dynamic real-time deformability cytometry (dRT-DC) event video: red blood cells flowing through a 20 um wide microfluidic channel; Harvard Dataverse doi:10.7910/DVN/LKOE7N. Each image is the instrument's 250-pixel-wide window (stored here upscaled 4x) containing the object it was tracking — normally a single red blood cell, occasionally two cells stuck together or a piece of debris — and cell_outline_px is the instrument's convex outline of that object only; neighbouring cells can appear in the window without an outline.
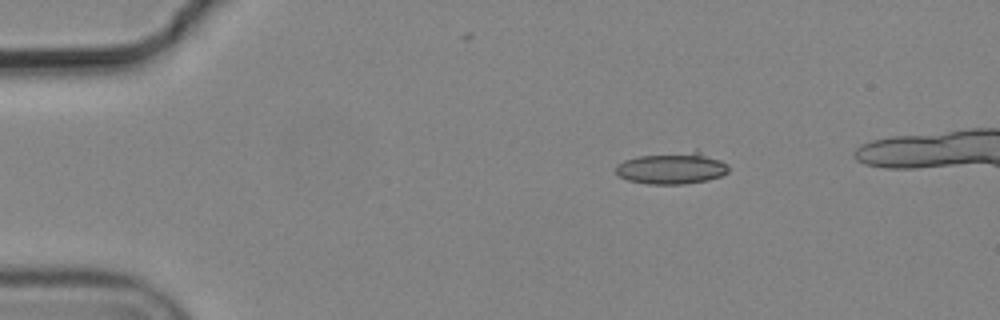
{"species": "common noctule bat (a hibernating species)", "species_latin": "Nyctalus noctula", "temperature_condition": "cold", "stored_images_in_passage": 5, "camera_frame_rate_fps": 3000, "um_per_image_px": 0.085, "animal": {"sex": "male", "body_mass_g": 19.2, "forearm_length_mm": 51.8}, "frame": {"image": 1, "passage_image": 1, "time_ms": 0.0, "image_size_px": [1000, 320], "cell_outline_px": [[728, 172], [720, 176], [708, 180], [684, 184], [648, 184], [628, 180], [620, 176], [616, 172], [616, 164], [624, 160], [636, 156], [696, 148], [728, 164]], "centroid_in_image_um": [57.14, 14.25], "position_along_channel_um": 27.9, "area_um2": 21.5}}